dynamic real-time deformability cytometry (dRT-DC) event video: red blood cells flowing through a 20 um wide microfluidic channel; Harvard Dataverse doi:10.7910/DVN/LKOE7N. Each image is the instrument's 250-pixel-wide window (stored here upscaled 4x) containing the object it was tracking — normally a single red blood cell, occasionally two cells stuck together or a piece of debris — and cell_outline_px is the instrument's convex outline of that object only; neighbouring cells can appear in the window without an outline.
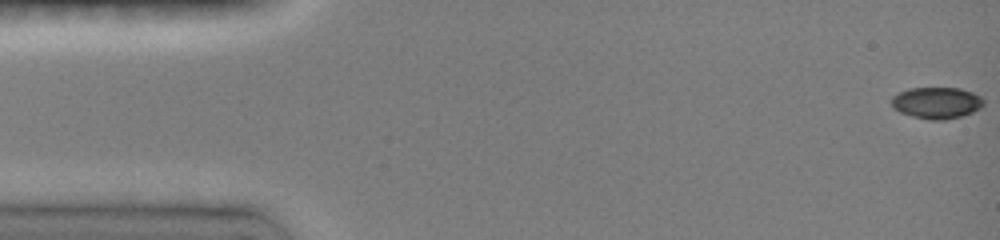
{"species": "common noctule bat (a hibernating species)", "species_latin": "Nyctalus noctula", "temperature_condition": "room temperature", "stored_images_in_passage": 7, "camera_frame_rate_fps": 3000, "um_per_image_px": 0.085, "animal": {"sex": "female", "body_mass_g": 19.0, "forearm_length_mm": 51.5}, "frame": {"image": 1, "passage_image": 1, "time_ms": 0.0, "image_size_px": [1000, 240], "cell_outline_px": [[984, 104], [980, 108], [972, 112], [960, 116], [944, 120], [928, 120], [912, 116], [900, 112], [892, 108], [892, 96], [908, 88], [960, 88], [972, 92], [980, 96], [984, 100]], "centroid_in_image_um": [79.6, 8.74], "position_along_channel_um": 5.4, "area_um2": 16.94}}
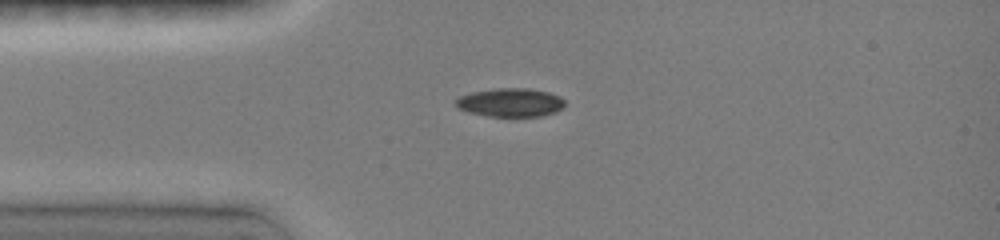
{"frame": {"image": 2, "passage_image": 6, "time_ms": 3.667, "image_size_px": [1000, 240], "cell_outline_px": [[564, 104], [560, 108], [552, 112], [540, 116], [488, 116], [468, 112], [460, 108], [456, 104], [456, 100], [460, 96], [472, 92], [496, 88], [528, 88], [548, 92], [560, 96], [564, 100]], "centroid_in_image_um": [43.37, 8.7], "position_along_channel_um": 41.6, "area_um2": 17.86}}